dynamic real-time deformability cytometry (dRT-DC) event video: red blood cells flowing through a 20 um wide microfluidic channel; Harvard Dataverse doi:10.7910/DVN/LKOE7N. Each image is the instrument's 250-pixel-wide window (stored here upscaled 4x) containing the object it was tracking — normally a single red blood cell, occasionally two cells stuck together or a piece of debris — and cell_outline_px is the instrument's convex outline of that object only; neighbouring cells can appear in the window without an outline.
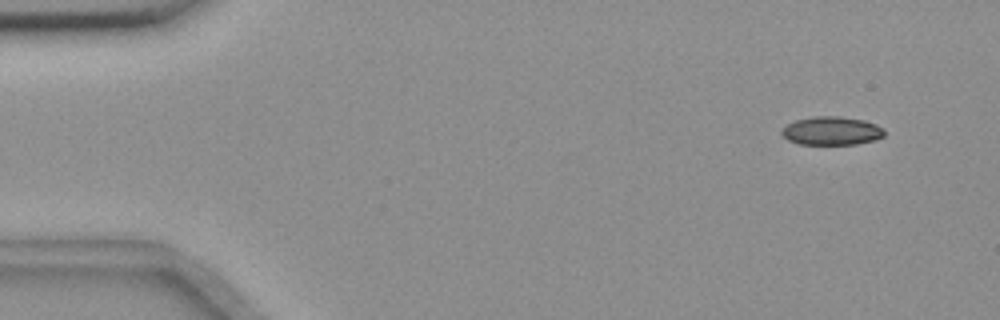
{"species": "common noctule bat (a hibernating species)", "species_latin": "Nyctalus noctula", "temperature_condition": "room temperature", "stored_images_in_passage": 6, "camera_frame_rate_fps": 3000, "um_per_image_px": 0.085, "animal": {"sex": "female", "body_mass_g": 18.4}, "frame": {"image": 1, "passage_image": 2, "time_ms": 1.0, "image_size_px": [1000, 320], "cell_outline_px": [[884, 136], [876, 140], [856, 144], [800, 144], [788, 140], [780, 132], [780, 128], [796, 120], [812, 116], [840, 116], [864, 120], [876, 124], [884, 128]], "centroid_in_image_um": [70.69, 11.11], "position_along_channel_um": 14.3, "area_um2": 17.17}}